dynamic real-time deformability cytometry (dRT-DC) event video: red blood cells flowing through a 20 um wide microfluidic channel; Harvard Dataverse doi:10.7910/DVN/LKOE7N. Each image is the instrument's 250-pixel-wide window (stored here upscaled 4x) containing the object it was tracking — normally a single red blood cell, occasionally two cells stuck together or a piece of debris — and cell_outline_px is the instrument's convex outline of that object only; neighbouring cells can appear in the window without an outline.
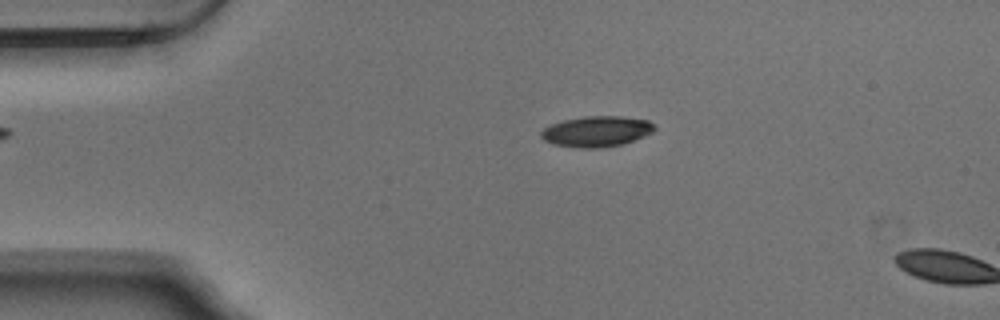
{"species": "Egyptian fruit bat (a non-hibernating species)", "species_latin": "Rousettus aegyptiacus", "temperature_condition": "warm", "stored_images_in_passage": 9, "camera_frame_rate_fps": 3000, "um_per_image_px": 0.085, "animal": {"sex": "male"}, "frame": {"image": 1, "passage_image": 7, "time_ms": 2.0, "image_size_px": [1000, 320], "cell_outline_px": [[656, 128], [652, 132], [644, 136], [620, 144], [600, 148], [580, 148], [556, 144], [544, 140], [540, 136], [540, 132], [544, 128], [552, 124], [564, 120], [584, 116], [620, 116], [648, 120]], "centroid_in_image_um": [50.7, 11.16], "position_along_channel_um": 34.3, "area_um2": 20.0}}